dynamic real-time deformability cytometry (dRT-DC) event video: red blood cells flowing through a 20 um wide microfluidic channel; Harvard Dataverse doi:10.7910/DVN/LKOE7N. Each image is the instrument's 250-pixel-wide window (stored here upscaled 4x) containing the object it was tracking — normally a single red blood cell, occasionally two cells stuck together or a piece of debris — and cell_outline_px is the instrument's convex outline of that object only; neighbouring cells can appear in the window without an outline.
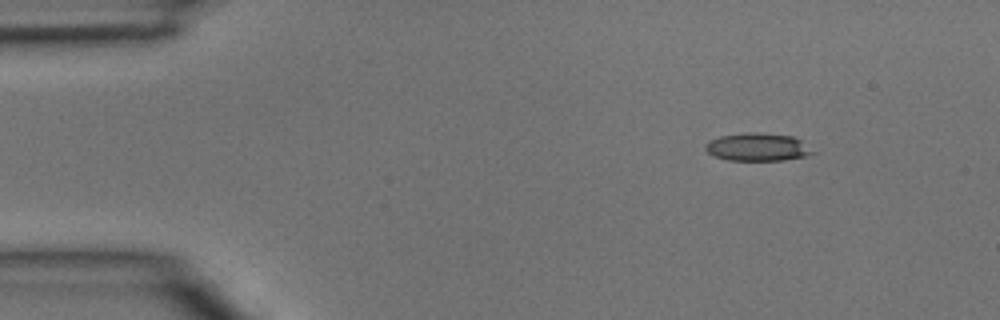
{"species": "common noctule bat (a hibernating species)", "species_latin": "Nyctalus noctula", "temperature_condition": "room temperature", "stored_images_in_passage": 4, "segment_of_instrument_passage": [1, 2], "camera_frame_rate_fps": 3000, "um_per_image_px": 0.085, "animal": {"sex": "male", "body_mass_g": 15.6}, "frame": {"image": 1, "passage_image": 1, "time_ms": 0.0, "image_size_px": [1000, 320], "cell_outline_px": [[816, 152], [808, 156], [784, 160], [728, 160], [712, 156], [704, 148], [704, 144], [708, 140], [720, 136], [748, 132], [760, 132], [792, 136], [800, 140]], "centroid_in_image_um": [64.37, 12.5], "position_along_channel_um": 20.6, "area_um2": 17.63}}
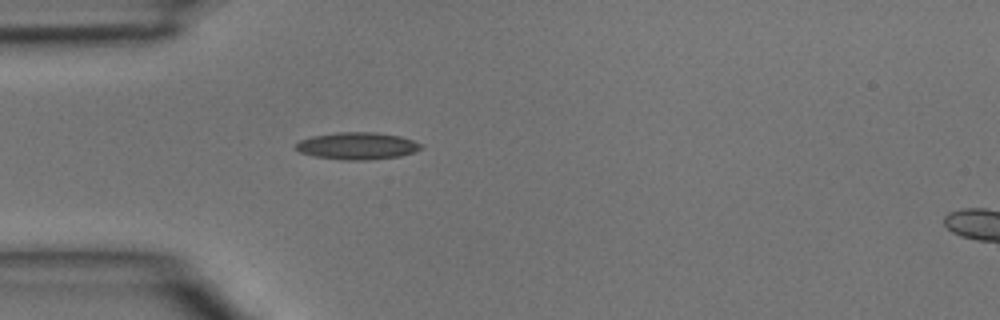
{"frame": {"image": 2, "passage_image": 3, "time_ms": 0.667, "image_size_px": [1000, 320], "cell_outline_px": [[424, 148], [400, 156], [368, 160], [344, 160], [316, 156], [300, 152], [296, 148], [296, 144], [300, 140], [312, 136], [336, 132], [376, 132], [400, 136], [424, 144]], "centroid_in_image_um": [30.4, 12.39], "position_along_channel_um": 54.6, "area_um2": 19.77}}